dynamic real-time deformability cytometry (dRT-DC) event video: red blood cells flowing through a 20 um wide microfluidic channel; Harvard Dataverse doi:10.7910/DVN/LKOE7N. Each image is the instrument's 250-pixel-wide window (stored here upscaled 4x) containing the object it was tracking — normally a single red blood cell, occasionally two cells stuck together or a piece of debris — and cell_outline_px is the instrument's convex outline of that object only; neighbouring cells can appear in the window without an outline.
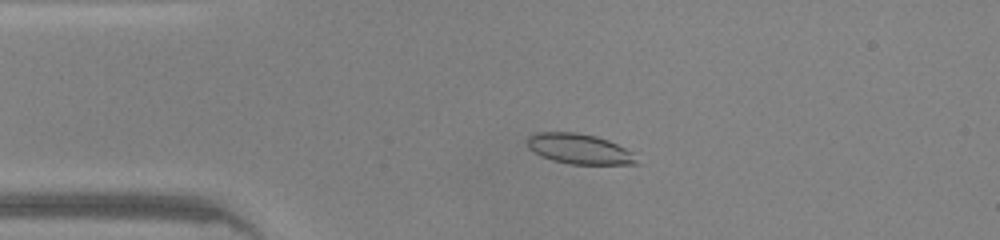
{"species": "common noctule bat (a hibernating species)", "species_latin": "Nyctalus noctula", "temperature_condition": "warm", "stored_images_in_passage": 48, "camera_frame_rate_fps": 3000, "um_per_image_px": 0.085, "animal": {"sex": "male", "body_mass_g": 20.0, "forearm_length_mm": 53.3}, "frame": {"image": 1, "passage_image": 10, "time_ms": 3.0, "image_size_px": [1000, 240], "cell_outline_px": [[640, 164], [572, 164], [552, 160], [540, 156], [528, 148], [528, 136], [536, 132], [576, 132], [596, 136], [608, 140], [632, 152]], "centroid_in_image_um": [49.22, 12.65], "position_along_channel_um": 35.8, "area_um2": 19.19}}
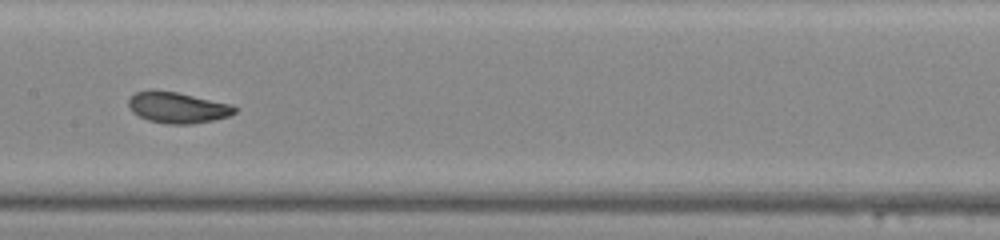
{"frame": {"image": 2, "passage_image": 23, "time_ms": 7.333, "image_size_px": [1000, 240], "cell_outline_px": [[236, 112], [228, 116], [212, 120], [192, 124], [168, 124], [148, 120], [132, 112], [128, 104], [128, 100], [136, 92], [176, 92], [232, 104], [236, 108]], "centroid_in_image_um": [15.12, 9.17], "position_along_channel_um": 192.3, "area_um2": 18.67}}
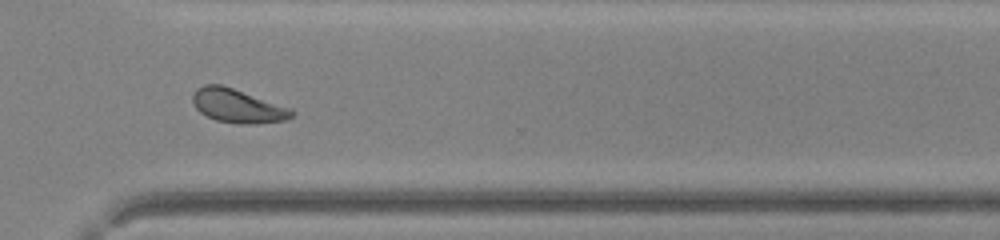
{"frame": {"image": 3, "passage_image": 34, "time_ms": 11.0, "image_size_px": [1000, 240], "cell_outline_px": [[296, 112], [288, 120], [256, 124], [236, 124], [216, 120], [200, 112], [196, 108], [192, 100], [192, 96], [196, 88], [204, 84], [220, 84], [292, 108]], "centroid_in_image_um": [20.22, 9.01], "position_along_channel_um": 350.4, "area_um2": 19.59}, "authors_computed_cell_mechanics": {"area_um2": 19.363, "velocity_mm_per_s": 4.305, "shape_relaxation_time_tau1_ms": 2.6559, "shape_relaxation_time_tau2_ms": 1.0736, "deformation_change_tau1": 0.1163, "deformation_change_tau2": 0.0539}}